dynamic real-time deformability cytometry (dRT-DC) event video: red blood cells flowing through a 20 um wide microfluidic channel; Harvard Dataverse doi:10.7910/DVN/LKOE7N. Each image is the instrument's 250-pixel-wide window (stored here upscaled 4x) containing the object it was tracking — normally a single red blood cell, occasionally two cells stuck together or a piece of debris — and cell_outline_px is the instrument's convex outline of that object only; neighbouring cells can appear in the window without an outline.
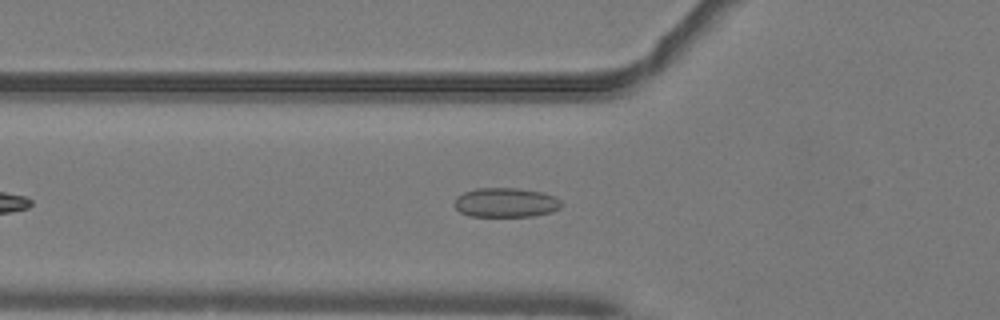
{"species": "common noctule bat (a hibernating species)", "species_latin": "Nyctalus noctula", "temperature_condition": "warm", "stored_images_in_passage": 40, "camera_frame_rate_fps": 3000, "um_per_image_px": 0.085, "animal": {"sex": "male", "body_mass_g": 19.2, "forearm_length_mm": 51.8}, "frame": {"image": 1, "passage_image": 10, "time_ms": 3.0, "image_size_px": [1000, 320], "cell_outline_px": [[560, 208], [552, 212], [532, 216], [468, 216], [460, 212], [452, 204], [456, 196], [464, 192], [476, 188], [516, 188], [540, 192], [556, 196], [560, 200]], "centroid_in_image_um": [42.95, 17.22], "position_along_channel_um": 82.9, "area_um2": 18.44}}
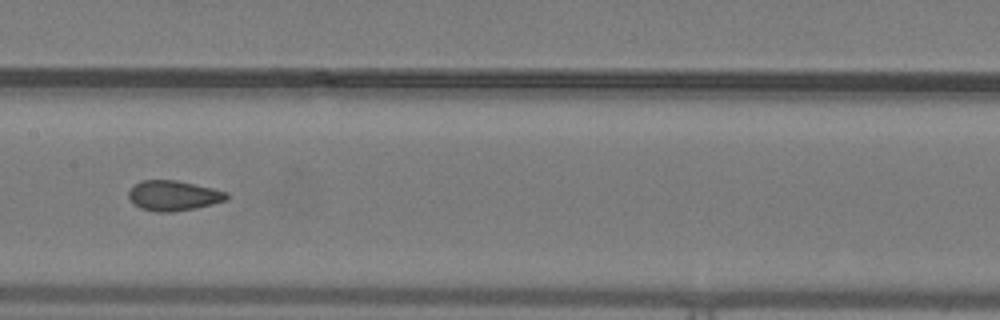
{"frame": {"image": 2, "passage_image": 18, "time_ms": 5.667, "image_size_px": [1000, 320], "cell_outline_px": [[228, 200], [196, 208], [172, 212], [156, 212], [140, 208], [128, 196], [128, 192], [140, 180], [176, 180], [212, 188], [228, 192]], "centroid_in_image_um": [14.77, 16.63], "position_along_channel_um": 192.6, "area_um2": 17.11}}
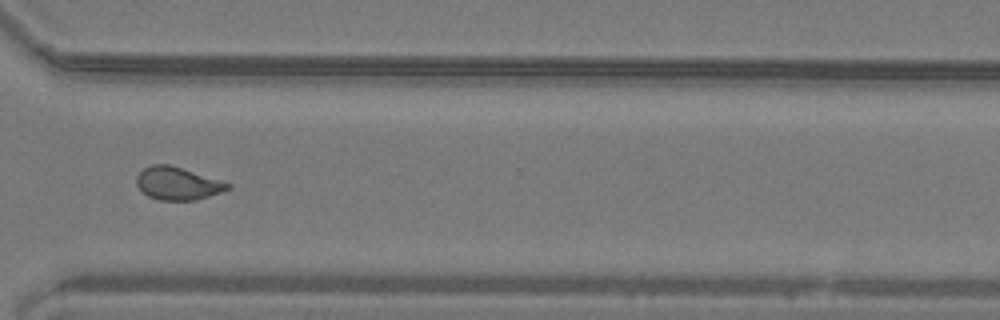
{"frame": {"image": 3, "passage_image": 30, "time_ms": 9.667, "image_size_px": [1000, 320], "cell_outline_px": [[232, 188], [196, 200], [160, 200], [148, 196], [136, 184], [136, 176], [144, 168], [152, 164], [168, 164], [224, 180], [232, 184]], "centroid_in_image_um": [15.14, 15.58], "position_along_channel_um": 355.5, "area_um2": 17.51}, "authors_computed_cell_mechanics": {"area_um2": 17.7735, "velocity_mm_per_s": 4.0795, "shape_relaxation_time_tau1_ms": null, "shape_relaxation_time_tau2_ms": 1.1648, "deformation_change_tau1": null, "deformation_change_tau2": 0.0567}}